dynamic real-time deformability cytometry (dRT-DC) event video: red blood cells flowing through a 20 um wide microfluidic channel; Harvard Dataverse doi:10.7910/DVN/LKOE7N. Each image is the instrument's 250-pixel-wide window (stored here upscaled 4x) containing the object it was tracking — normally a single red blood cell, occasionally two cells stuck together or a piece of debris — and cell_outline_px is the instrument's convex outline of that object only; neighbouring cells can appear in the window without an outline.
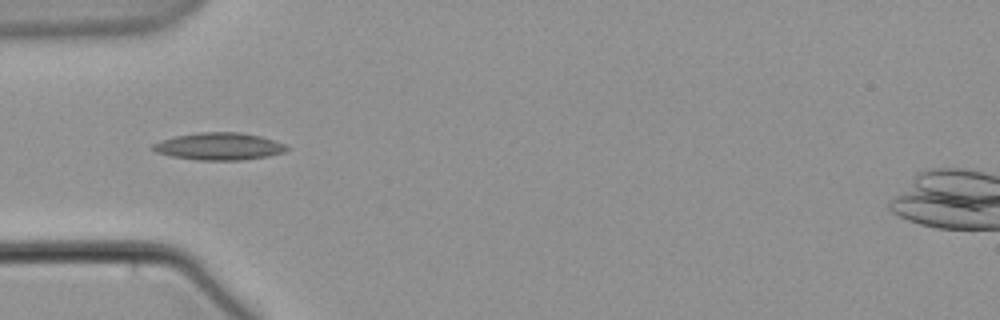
{"species": "common noctule bat (a hibernating species)", "species_latin": "Nyctalus noctula", "temperature_condition": "warm", "stored_images_in_passage": 4, "camera_frame_rate_fps": 3000, "um_per_image_px": 0.085, "animal": {"sex": "male", "body_mass_g": 21.5, "forearm_length_mm": 52.0}, "frame": {"image": 1, "passage_image": 3, "time_ms": 3.333, "image_size_px": [1000, 320], "cell_outline_px": [[288, 148], [284, 152], [268, 156], [240, 160], [196, 160], [172, 156], [156, 152], [152, 148], [152, 144], [160, 140], [176, 136], [200, 132], [240, 132], [260, 136], [284, 144]], "centroid_in_image_um": [18.59, 12.44], "position_along_channel_um": 66.4, "area_um2": 21.1}}
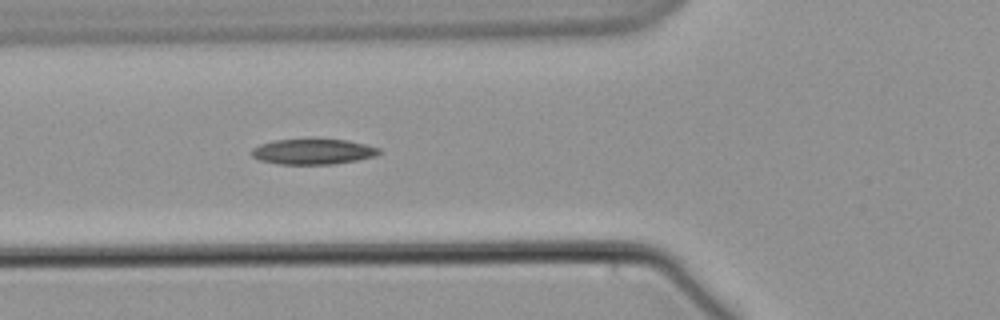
{"frame": {"image": 2, "passage_image": 4, "time_ms": 4.333, "image_size_px": [1000, 320], "cell_outline_px": [[380, 152], [376, 156], [336, 164], [280, 164], [260, 160], [252, 156], [252, 148], [260, 144], [272, 140], [348, 140], [380, 148]], "centroid_in_image_um": [26.6, 12.9], "position_along_channel_um": 99.2, "area_um2": 18.67}}